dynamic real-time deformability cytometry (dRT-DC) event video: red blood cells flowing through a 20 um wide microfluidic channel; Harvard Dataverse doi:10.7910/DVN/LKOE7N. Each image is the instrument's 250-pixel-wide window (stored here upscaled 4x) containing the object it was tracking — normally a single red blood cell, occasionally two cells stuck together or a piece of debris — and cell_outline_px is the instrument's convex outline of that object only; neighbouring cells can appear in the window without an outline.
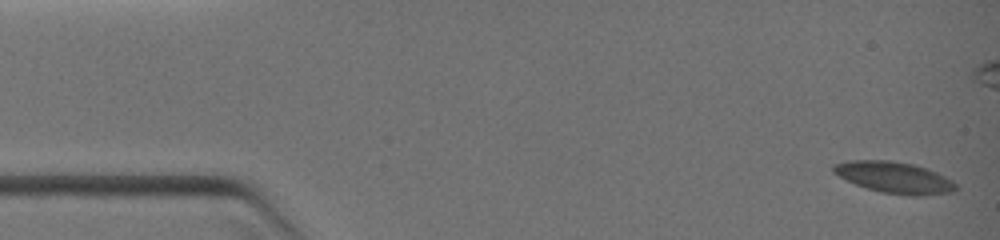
{"species": "common noctule bat (a hibernating species)", "species_latin": "Nyctalus noctula", "temperature_condition": "warm", "stored_images_in_passage": 19, "camera_frame_rate_fps": 3000, "um_per_image_px": 0.085, "animal": {"sex": "female", "body_mass_g": 19.0, "forearm_length_mm": 51.5}, "frame": {"image": 1, "passage_image": 1, "time_ms": 0.0, "image_size_px": [1000, 240], "cell_outline_px": [[960, 188], [952, 192], [920, 196], [912, 196], [880, 192], [856, 184], [832, 172], [832, 164], [848, 160], [892, 160], [912, 164], [936, 172], [952, 180]], "centroid_in_image_um": [76.02, 15.08], "position_along_channel_um": 9.0, "area_um2": 22.37}}